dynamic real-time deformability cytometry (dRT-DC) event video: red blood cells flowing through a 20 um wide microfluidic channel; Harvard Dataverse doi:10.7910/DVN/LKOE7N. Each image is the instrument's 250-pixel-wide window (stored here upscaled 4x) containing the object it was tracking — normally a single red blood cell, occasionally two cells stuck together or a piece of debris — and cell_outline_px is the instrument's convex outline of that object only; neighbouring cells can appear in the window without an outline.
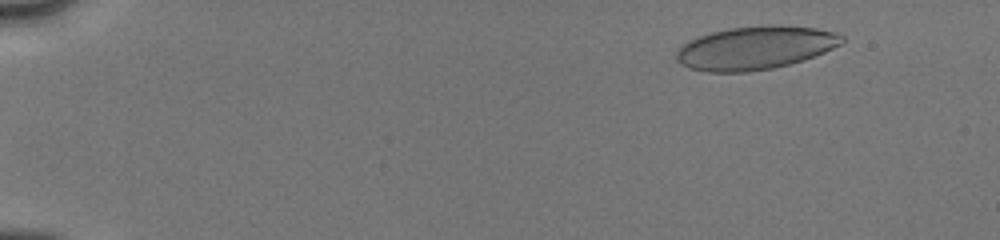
{"species": "human", "species_latin": "Homo sapiens", "temperature_condition": "cold", "stored_images_in_passage": 8, "camera_frame_rate_fps": 3000, "um_per_image_px": 0.085, "donor": {"sex": "male"}, "frame": {"image": 1, "passage_image": 3, "time_ms": 1.0, "image_size_px": [1000, 240], "cell_outline_px": [[844, 40], [840, 44], [824, 52], [804, 60], [772, 68], [748, 72], [708, 72], [688, 68], [680, 64], [676, 60], [676, 48], [688, 40], [712, 32], [728, 28], [772, 24], [780, 24], [816, 28], [836, 32], [844, 36]], "centroid_in_image_um": [64.17, 4.06], "position_along_channel_um": 20.8, "area_um2": 42.08}}
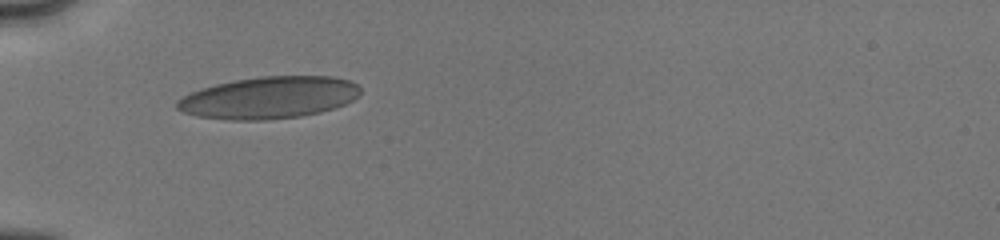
{"frame": {"image": 2, "passage_image": 7, "time_ms": 5.0, "image_size_px": [1000, 240], "cell_outline_px": [[360, 96], [336, 108], [320, 112], [300, 116], [268, 120], [228, 120], [196, 116], [184, 112], [176, 108], [176, 100], [200, 88], [216, 84], [236, 80], [260, 76], [332, 76], [352, 80], [360, 88]], "centroid_in_image_um": [22.88, 8.3], "position_along_channel_um": 62.1, "area_um2": 45.08}}
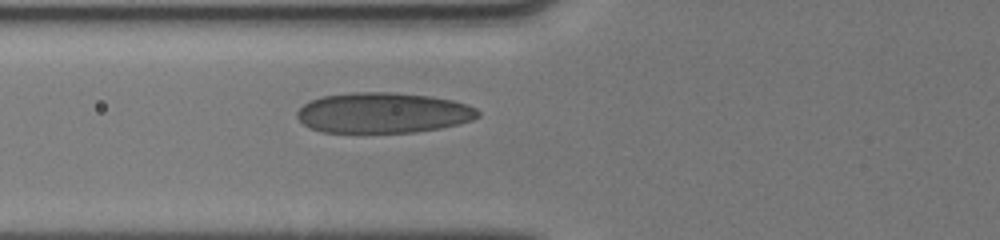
{"frame": {"image": 3, "passage_image": 8, "time_ms": 6.0, "image_size_px": [1000, 240], "cell_outline_px": [[480, 116], [472, 120], [460, 124], [440, 128], [416, 132], [320, 132], [308, 128], [296, 116], [296, 112], [304, 104], [312, 100], [324, 96], [352, 92], [392, 92], [428, 96], [452, 100], [468, 104], [476, 108], [480, 112]], "centroid_in_image_um": [32.58, 9.59], "position_along_channel_um": 93.2, "area_um2": 42.77}}